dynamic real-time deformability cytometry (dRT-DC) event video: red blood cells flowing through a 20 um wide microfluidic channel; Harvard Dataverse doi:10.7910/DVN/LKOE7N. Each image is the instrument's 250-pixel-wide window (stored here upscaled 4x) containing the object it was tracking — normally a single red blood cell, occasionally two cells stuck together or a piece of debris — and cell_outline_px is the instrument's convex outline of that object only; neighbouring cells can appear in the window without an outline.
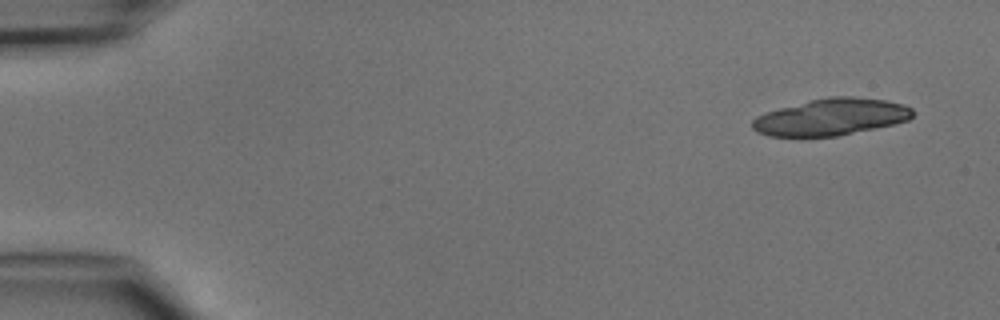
{"species": "common noctule bat (a hibernating species)", "species_latin": "Nyctalus noctula", "temperature_condition": "cold", "stored_images_in_passage": 3, "camera_frame_rate_fps": 3000, "um_per_image_px": 0.085, "animal": {"sex": "male", "body_mass_g": 15.6}, "frame": {"image": 1, "passage_image": 1, "time_ms": 0.0, "image_size_px": [1000, 320], "cell_outline_px": [[912, 116], [908, 120], [892, 124], [836, 136], [768, 136], [756, 132], [752, 128], [752, 120], [756, 116], [764, 112], [828, 96], [852, 96], [888, 100], [904, 104], [912, 108]], "centroid_in_image_um": [70.62, 9.93], "position_along_channel_um": 14.4, "area_um2": 34.16}}